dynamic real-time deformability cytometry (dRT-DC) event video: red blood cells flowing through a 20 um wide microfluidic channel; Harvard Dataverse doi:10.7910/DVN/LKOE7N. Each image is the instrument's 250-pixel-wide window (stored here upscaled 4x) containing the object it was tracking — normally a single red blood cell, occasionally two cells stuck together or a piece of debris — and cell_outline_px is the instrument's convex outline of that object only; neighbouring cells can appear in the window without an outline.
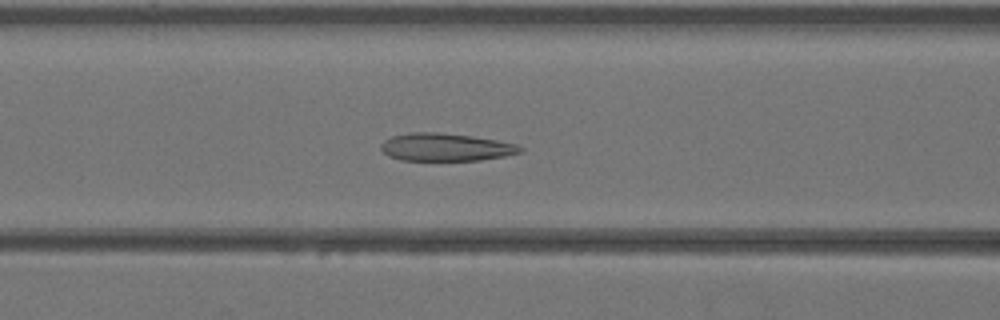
{"species": "Egyptian fruit bat (a non-hibernating species)", "species_latin": "Rousettus aegyptiacus", "temperature_condition": "warm", "stored_images_in_passage": 39, "camera_frame_rate_fps": 3000, "um_per_image_px": 0.085, "animal": {"sex": "female"}, "frame": {"image": 1, "passage_image": 14, "time_ms": 4.333, "image_size_px": [1000, 320], "cell_outline_px": [[524, 152], [504, 156], [480, 160], [400, 160], [388, 156], [380, 148], [380, 144], [384, 140], [392, 136], [412, 132], [436, 132], [472, 136], [496, 140], [516, 144], [524, 148]], "centroid_in_image_um": [37.88, 12.51], "position_along_channel_um": 128.7, "area_um2": 22.54}}
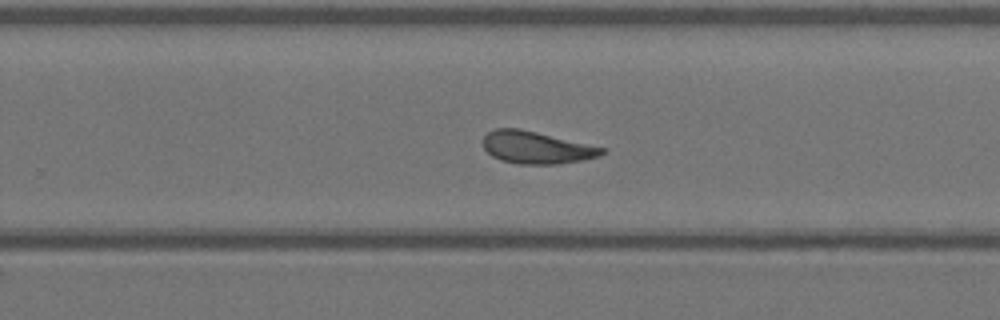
{"frame": {"image": 2, "passage_image": 24, "time_ms": 7.667, "image_size_px": [1000, 320], "cell_outline_px": [[608, 148], [600, 156], [580, 160], [556, 164], [516, 164], [500, 160], [492, 156], [484, 148], [484, 136], [488, 132], [496, 128], [520, 128]], "centroid_in_image_um": [45.61, 12.53], "position_along_channel_um": 284.2, "area_um2": 22.43}}
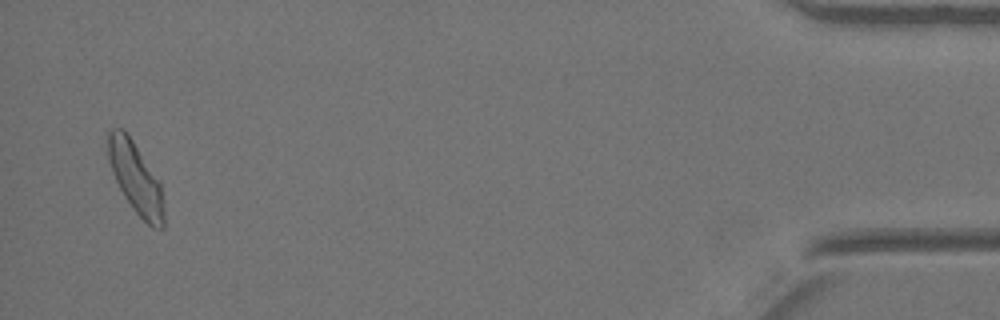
{"frame": {"image": 3, "passage_image": 38, "time_ms": 12.333, "image_size_px": [1000, 320], "cell_outline_px": [[164, 228], [152, 228], [132, 208], [124, 196], [112, 172], [108, 160], [108, 128], [124, 128], [160, 180], [164, 216]], "centroid_in_image_um": [11.53, 15.11], "position_along_channel_um": 423.7, "area_um2": 23.12}}